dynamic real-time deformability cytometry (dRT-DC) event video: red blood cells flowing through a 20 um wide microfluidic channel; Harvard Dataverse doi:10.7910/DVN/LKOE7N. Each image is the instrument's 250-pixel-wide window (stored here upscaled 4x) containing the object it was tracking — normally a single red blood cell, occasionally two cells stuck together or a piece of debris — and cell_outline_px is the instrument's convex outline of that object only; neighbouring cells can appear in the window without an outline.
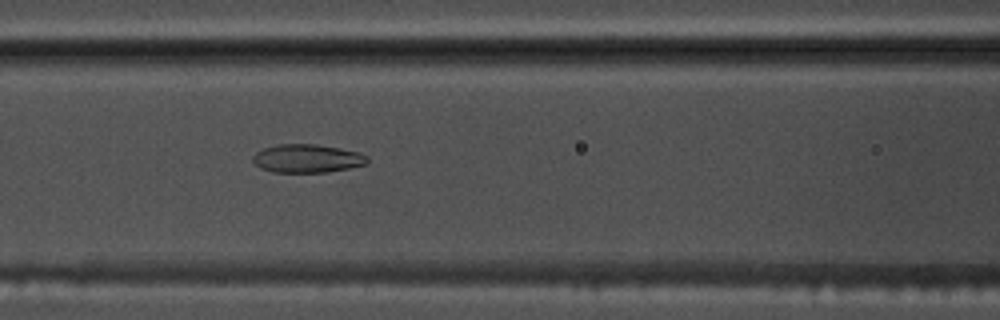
{"species": "common noctule bat (a hibernating species)", "species_latin": "Nyctalus noctula", "temperature_condition": "warm", "stored_images_in_passage": 55, "camera_frame_rate_fps": 3000, "um_per_image_px": 0.085, "animal": {"sex": "male", "body_mass_g": 17.5, "forearm_length_mm": 52.3}, "frame": {"image": 1, "passage_image": 24, "time_ms": 7.667, "image_size_px": [1000, 320], "cell_outline_px": [[368, 164], [328, 172], [272, 172], [260, 168], [252, 160], [252, 156], [256, 152], [264, 148], [280, 144], [316, 144], [340, 148], [360, 152], [368, 156]], "centroid_in_image_um": [26.13, 13.47], "position_along_channel_um": 140.5, "area_um2": 19.02}}
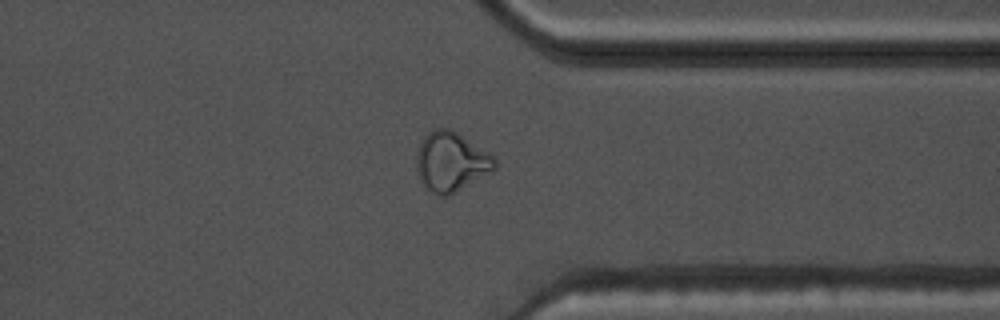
{"frame": {"image": 2, "passage_image": 43, "time_ms": 14.0, "image_size_px": [1000, 320], "cell_outline_px": [[496, 168], [448, 196], [436, 196], [424, 188], [416, 168], [416, 156], [420, 140], [428, 132], [436, 128], [452, 128], [496, 156]], "centroid_in_image_um": [38.32, 13.72], "position_along_channel_um": 373.1, "area_um2": 27.46}}
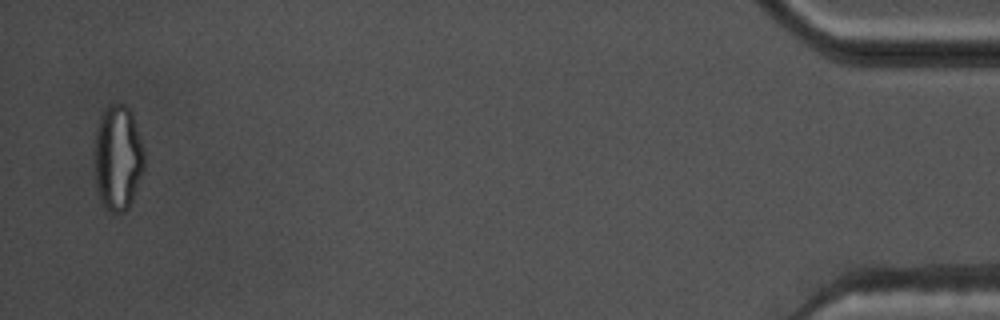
{"frame": {"image": 3, "passage_image": 54, "time_ms": 17.667, "image_size_px": [1000, 320], "cell_outline_px": [[144, 168], [132, 200], [128, 208], [124, 212], [112, 212], [104, 208], [100, 200], [96, 184], [96, 128], [100, 116], [104, 108], [108, 104], [124, 104], [132, 112], [144, 152]], "centroid_in_image_um": [10.02, 13.4], "position_along_channel_um": 425.2, "area_um2": 30.35}, "authors_computed_cell_mechanics": {"area_um2": 22.3108, "velocity_mm_per_s": 3.7173, "shape_relaxation_time_tau1_ms": null, "shape_relaxation_time_tau2_ms": 2.4449, "deformation_change_tau1": null, "deformation_change_tau2": 0.0852}}